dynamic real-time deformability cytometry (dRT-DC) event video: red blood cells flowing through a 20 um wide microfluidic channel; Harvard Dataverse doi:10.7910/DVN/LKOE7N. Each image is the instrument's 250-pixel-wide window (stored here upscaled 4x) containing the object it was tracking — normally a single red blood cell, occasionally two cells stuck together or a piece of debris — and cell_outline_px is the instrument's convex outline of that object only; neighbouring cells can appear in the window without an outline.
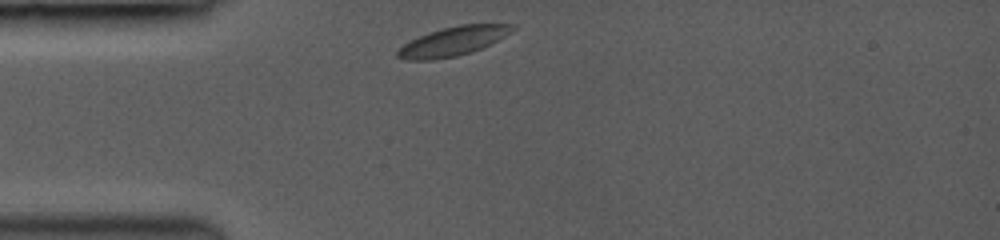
{"species": "common noctule bat (a hibernating species)", "species_latin": "Nyctalus noctula", "temperature_condition": "room temperature", "stored_images_in_passage": 4, "camera_frame_rate_fps": 3000, "um_per_image_px": 0.085, "animal": {"sex": "female", "body_mass_g": 19.0, "forearm_length_mm": 53.3}, "frame": {"image": 1, "passage_image": 1, "time_ms": 0.0, "image_size_px": [1000, 240], "cell_outline_px": [[516, 28], [512, 32], [480, 48], [456, 56], [432, 60], [404, 60], [396, 56], [396, 52], [404, 44], [428, 32], [460, 24], [516, 24]], "centroid_in_image_um": [38.49, 3.5], "position_along_channel_um": 46.5, "area_um2": 19.13}}
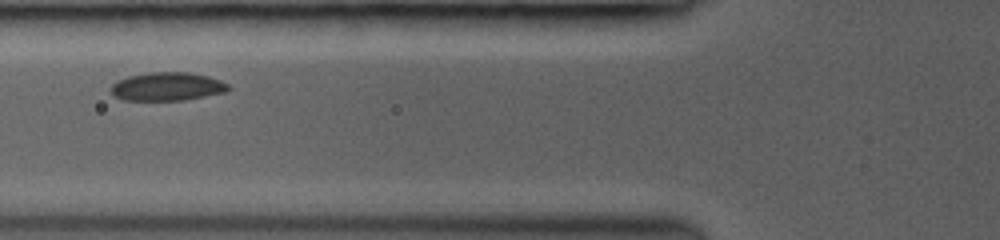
{"frame": {"image": 2, "passage_image": 3, "time_ms": 2.0, "image_size_px": [1000, 240], "cell_outline_px": [[232, 88], [224, 92], [184, 100], [124, 100], [116, 96], [108, 88], [116, 80], [128, 76], [148, 72], [188, 72], [208, 76], [220, 80], [228, 84]], "centroid_in_image_um": [14.19, 7.34], "position_along_channel_um": 111.6, "area_um2": 19.48}}